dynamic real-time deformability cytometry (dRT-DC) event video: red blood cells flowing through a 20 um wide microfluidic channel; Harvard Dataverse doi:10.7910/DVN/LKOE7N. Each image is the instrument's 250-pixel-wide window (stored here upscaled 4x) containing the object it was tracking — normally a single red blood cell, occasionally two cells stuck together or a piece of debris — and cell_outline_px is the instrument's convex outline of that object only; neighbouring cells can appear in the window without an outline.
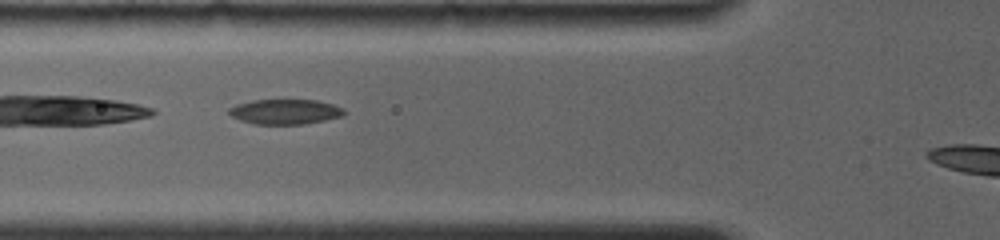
{"species": "common noctule bat (a hibernating species)", "species_latin": "Nyctalus noctula", "temperature_condition": "room temperature", "stored_images_in_passage": 29, "camera_frame_rate_fps": 4000, "um_per_image_px": 0.085, "animal": {"sex": "female", "body_mass_g": 19.0, "forearm_length_mm": 56.7}, "frame": {"image": 1, "passage_image": 3, "time_ms": 0.75, "image_size_px": [1000, 240], "cell_outline_px": [[344, 116], [324, 120], [300, 124], [256, 124], [240, 120], [232, 116], [228, 112], [228, 108], [236, 104], [252, 100], [316, 100], [332, 104], [340, 108], [344, 112]], "centroid_in_image_um": [24.19, 9.49], "position_along_channel_um": 101.6, "area_um2": 16.59}}
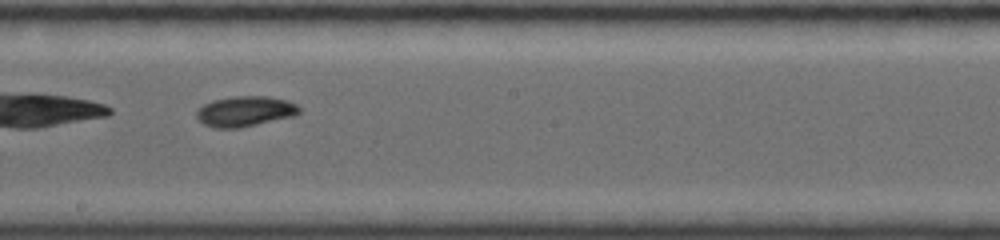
{"frame": {"image": 2, "passage_image": 13, "time_ms": 4.0, "image_size_px": [1000, 240], "cell_outline_px": [[300, 112], [292, 116], [236, 128], [216, 128], [204, 124], [196, 116], [196, 112], [204, 104], [212, 100], [232, 96], [268, 96], [288, 100], [296, 104], [300, 108]], "centroid_in_image_um": [20.82, 9.44], "position_along_channel_um": 227.4, "area_um2": 17.92}}
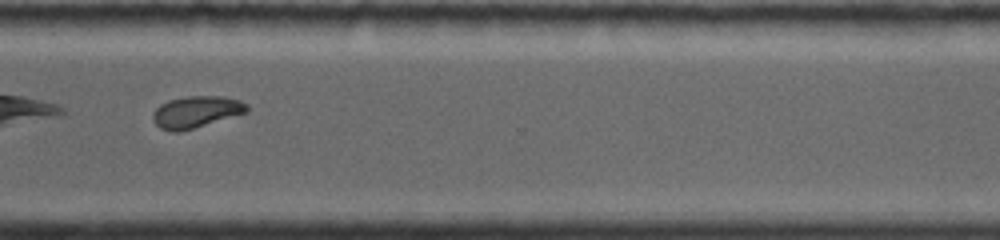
{"frame": {"image": 3, "passage_image": 23, "time_ms": 7.25, "image_size_px": [1000, 240], "cell_outline_px": [[248, 112], [180, 132], [172, 132], [160, 128], [152, 120], [152, 116], [156, 108], [160, 104], [168, 100], [188, 96], [224, 96], [240, 100], [248, 104]], "centroid_in_image_um": [16.67, 9.51], "position_along_channel_um": 353.9, "area_um2": 17.46}}